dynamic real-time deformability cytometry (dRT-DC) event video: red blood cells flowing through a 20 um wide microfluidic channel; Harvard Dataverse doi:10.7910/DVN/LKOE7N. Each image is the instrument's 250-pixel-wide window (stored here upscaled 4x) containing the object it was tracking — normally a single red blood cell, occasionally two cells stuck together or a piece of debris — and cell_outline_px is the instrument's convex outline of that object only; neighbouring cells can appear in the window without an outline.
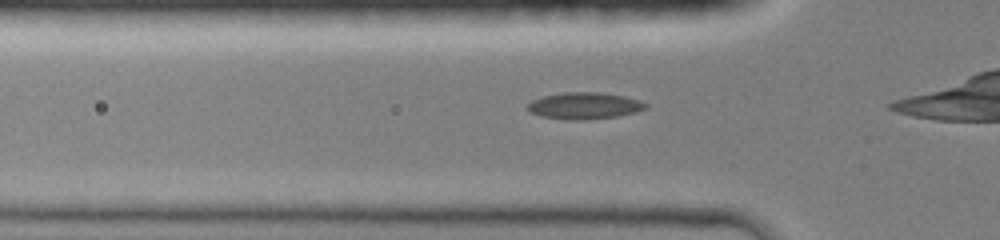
{"species": "common noctule bat (a hibernating species)", "species_latin": "Nyctalus noctula", "temperature_condition": "room temperature", "stored_images_in_passage": 33, "camera_frame_rate_fps": 3000, "um_per_image_px": 0.085, "animal": {"sex": "female", "body_mass_g": 19.0, "forearm_length_mm": 51.5}, "frame": {"image": 1, "passage_image": 6, "time_ms": 1.333, "image_size_px": [1000, 240], "cell_outline_px": [[648, 108], [636, 112], [616, 116], [584, 120], [568, 120], [540, 116], [528, 112], [524, 108], [532, 100], [544, 96], [564, 92], [600, 92], [624, 96], [640, 100], [648, 104]], "centroid_in_image_um": [49.65, 8.99], "position_along_channel_um": 76.1, "area_um2": 18.55}}
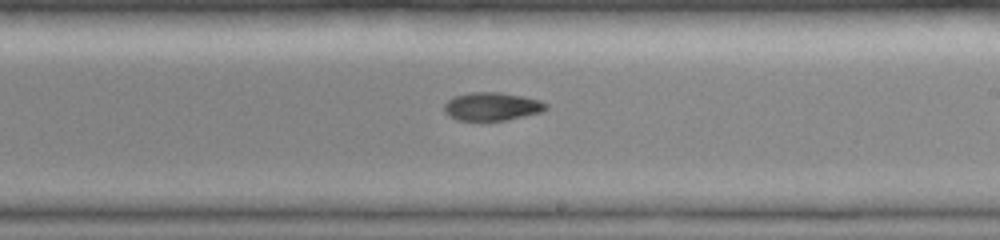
{"frame": {"image": 2, "passage_image": 21, "time_ms": 5.333, "image_size_px": [1000, 240], "cell_outline_px": [[548, 108], [540, 112], [504, 120], [456, 120], [448, 116], [444, 112], [444, 104], [448, 100], [456, 96], [468, 92], [500, 92], [540, 100], [548, 104]], "centroid_in_image_um": [41.78, 9.04], "position_along_channel_um": 247.2, "area_um2": 16.59}}
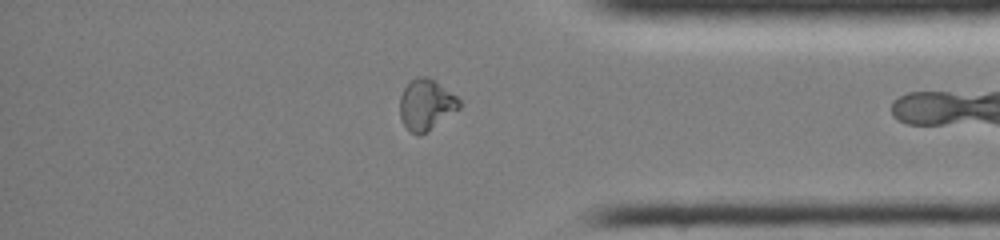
{"frame": {"image": 3, "passage_image": 32, "time_ms": 9.0, "image_size_px": [1000, 240], "cell_outline_px": [[460, 108], [428, 132], [420, 136], [416, 136], [404, 124], [400, 116], [400, 96], [404, 88], [416, 76], [428, 76], [456, 96], [460, 100]], "centroid_in_image_um": [36.22, 8.91], "position_along_channel_um": 399.0, "area_um2": 17.57}}